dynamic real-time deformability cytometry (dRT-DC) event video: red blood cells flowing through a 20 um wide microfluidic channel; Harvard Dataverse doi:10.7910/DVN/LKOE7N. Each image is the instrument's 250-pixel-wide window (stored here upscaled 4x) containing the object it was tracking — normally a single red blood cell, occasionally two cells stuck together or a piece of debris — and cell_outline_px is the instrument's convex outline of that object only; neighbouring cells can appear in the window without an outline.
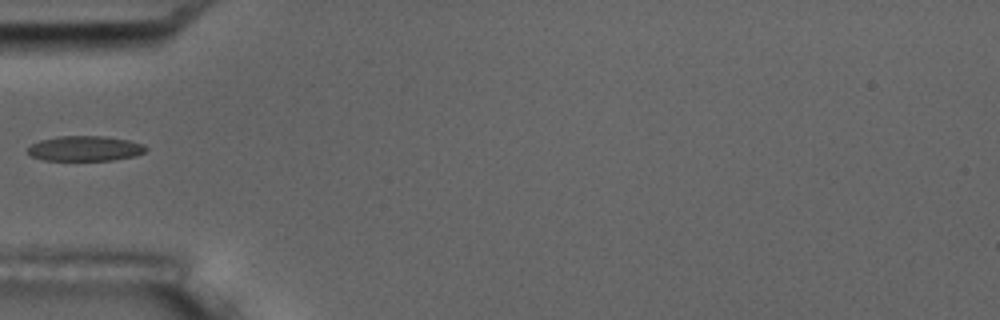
{"species": "common noctule bat (a hibernating species)", "species_latin": "Nyctalus noctula", "temperature_condition": "room temperature", "stored_images_in_passage": 9, "camera_frame_rate_fps": 3000, "um_per_image_px": 0.085, "animal": {"sex": "male", "body_mass_g": 17.5, "forearm_length_mm": 52.3}, "frame": {"image": 1, "passage_image": 6, "time_ms": 6.0, "image_size_px": [1000, 320], "cell_outline_px": [[148, 148], [144, 152], [136, 156], [112, 160], [44, 160], [32, 156], [28, 152], [28, 148], [32, 144], [40, 140], [56, 136], [104, 136], [128, 140], [144, 144]], "centroid_in_image_um": [7.25, 12.62], "position_along_channel_um": 77.7, "area_um2": 17.28}}
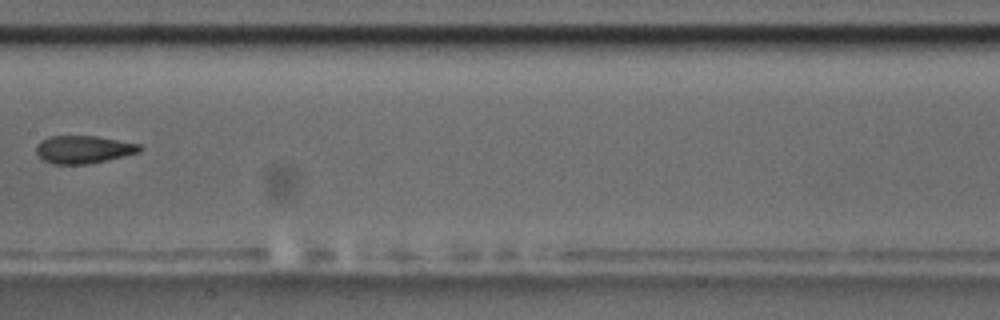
{"frame": {"image": 2, "passage_image": 9, "time_ms": 9.333, "image_size_px": [1000, 320], "cell_outline_px": [[144, 148], [140, 152], [124, 156], [88, 164], [52, 164], [44, 160], [36, 152], [36, 144], [40, 140], [48, 136], [96, 136], [140, 144]], "centroid_in_image_um": [7.09, 12.7], "position_along_channel_um": 200.3, "area_um2": 16.82}}